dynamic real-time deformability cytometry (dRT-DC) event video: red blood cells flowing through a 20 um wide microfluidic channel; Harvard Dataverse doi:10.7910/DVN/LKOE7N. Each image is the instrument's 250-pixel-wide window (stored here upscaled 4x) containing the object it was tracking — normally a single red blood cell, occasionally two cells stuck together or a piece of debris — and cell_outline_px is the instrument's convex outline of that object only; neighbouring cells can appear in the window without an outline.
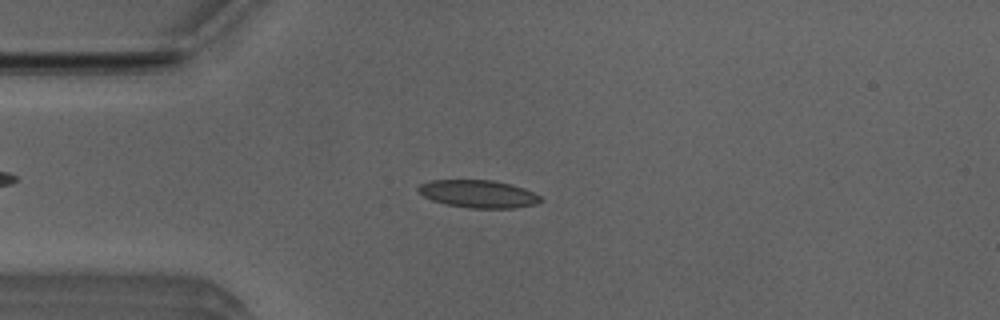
{"species": "Egyptian fruit bat (a non-hibernating species)", "species_latin": "Rousettus aegyptiacus", "temperature_condition": "room temperature", "stored_images_in_passage": 34, "camera_frame_rate_fps": 3000, "um_per_image_px": 0.085, "animal": {"sex": "male"}, "frame": {"image": 1, "passage_image": 12, "time_ms": 3.667, "image_size_px": [1000, 320], "cell_outline_px": [[544, 200], [536, 204], [512, 208], [468, 208], [444, 204], [432, 200], [424, 196], [416, 188], [420, 184], [432, 180], [492, 180], [512, 184], [524, 188], [540, 196]], "centroid_in_image_um": [40.66, 16.48], "position_along_channel_um": 44.3, "area_um2": 19.77}}
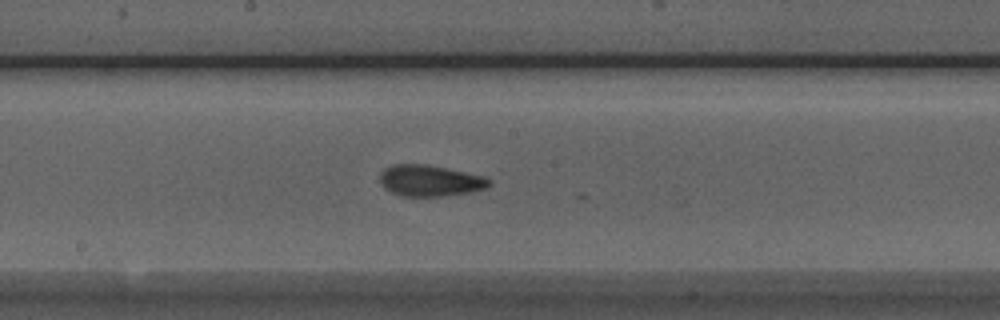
{"frame": {"image": 2, "passage_image": 26, "time_ms": 8.333, "image_size_px": [1000, 320], "cell_outline_px": [[492, 184], [484, 188], [472, 192], [444, 196], [400, 196], [384, 188], [380, 184], [380, 172], [384, 168], [392, 164], [424, 164], [484, 176], [492, 180]], "centroid_in_image_um": [36.52, 15.36], "position_along_channel_um": 211.7, "area_um2": 19.94}}
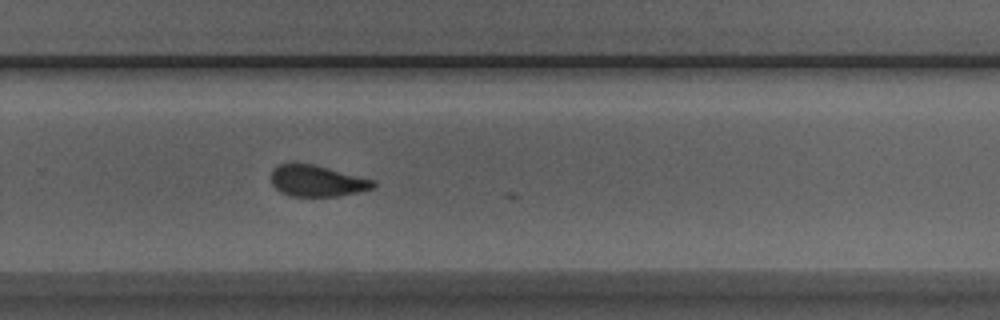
{"frame": {"image": 3, "passage_image": 33, "time_ms": 10.667, "image_size_px": [1000, 320], "cell_outline_px": [[376, 184], [372, 188], [356, 192], [336, 196], [292, 196], [280, 192], [272, 184], [272, 172], [280, 164], [312, 164], [376, 180]], "centroid_in_image_um": [26.97, 15.39], "position_along_channel_um": 302.8, "area_um2": 18.21}}